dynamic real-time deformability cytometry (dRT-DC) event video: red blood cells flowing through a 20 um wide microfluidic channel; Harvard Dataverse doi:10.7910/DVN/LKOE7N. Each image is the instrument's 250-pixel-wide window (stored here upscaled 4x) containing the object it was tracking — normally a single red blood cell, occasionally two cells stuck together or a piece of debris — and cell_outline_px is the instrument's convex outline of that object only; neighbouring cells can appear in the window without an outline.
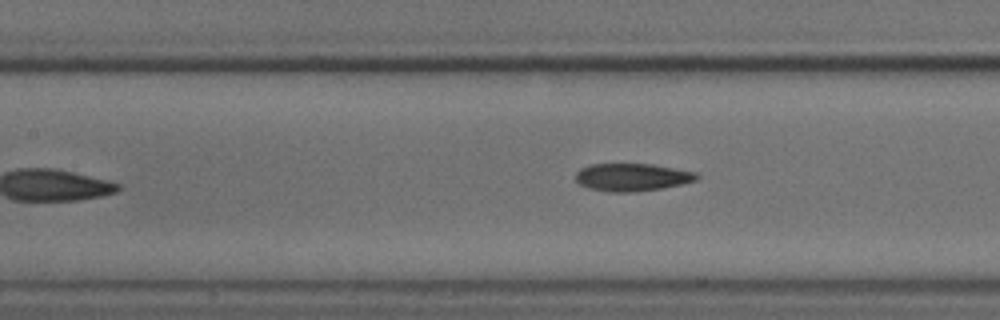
{"species": "common noctule bat (a hibernating species)", "species_latin": "Nyctalus noctula", "temperature_condition": "cold", "stored_images_in_passage": 7, "camera_frame_rate_fps": 3000, "um_per_image_px": 0.085, "animal": {"sex": "male", "body_mass_g": 18.8}, "frame": {"image": 1, "passage_image": 7, "time_ms": 7.0, "image_size_px": [1000, 320], "cell_outline_px": [[700, 176], [696, 180], [680, 184], [660, 188], [636, 192], [608, 192], [588, 188], [580, 184], [576, 180], [576, 172], [580, 168], [588, 164], [652, 164], [696, 172]], "centroid_in_image_um": [53.69, 15.06], "position_along_channel_um": 153.7, "area_um2": 19.54}}